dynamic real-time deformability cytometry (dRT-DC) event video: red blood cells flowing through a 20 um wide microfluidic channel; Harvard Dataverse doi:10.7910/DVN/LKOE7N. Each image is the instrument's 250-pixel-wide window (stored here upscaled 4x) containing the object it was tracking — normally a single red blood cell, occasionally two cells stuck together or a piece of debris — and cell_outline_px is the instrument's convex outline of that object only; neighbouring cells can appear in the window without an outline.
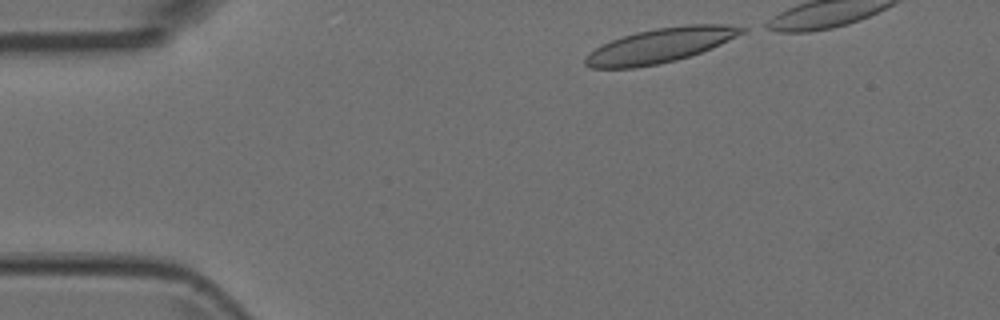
{"species": "Egyptian fruit bat (a non-hibernating species)", "species_latin": "Rousettus aegyptiacus", "temperature_condition": "room temperature", "stored_images_in_passage": 6, "segment_of_instrument_passage": [1, 2], "camera_frame_rate_fps": 3000, "um_per_image_px": 0.085, "animal": {"sex": "female"}, "frame": {"image": 1, "passage_image": 1, "time_ms": 0.0, "image_size_px": [1000, 320], "cell_outline_px": [[748, 28], [744, 32], [712, 48], [676, 60], [636, 68], [592, 68], [584, 64], [584, 60], [588, 52], [612, 40], [636, 32], [656, 28], [684, 24], [728, 24]], "centroid_in_image_um": [56.12, 3.85], "position_along_channel_um": 28.9, "area_um2": 31.27}}
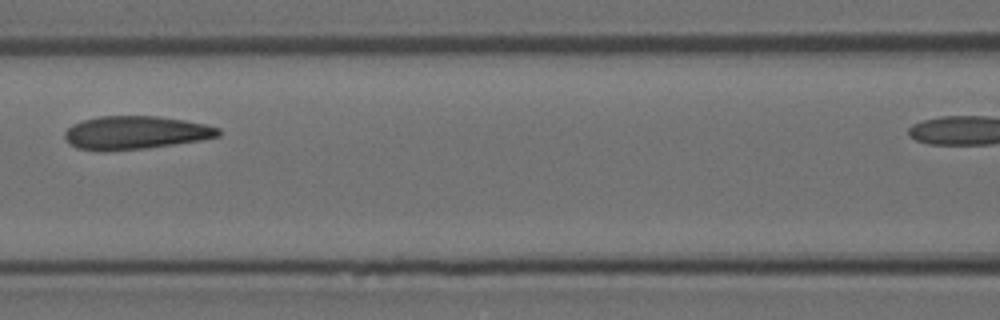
{"frame": {"image": 2, "passage_image": 5, "time_ms": 1.333, "image_size_px": [1000, 320], "cell_outline_px": [[220, 136], [200, 140], [148, 148], [104, 152], [76, 148], [68, 144], [64, 136], [64, 132], [72, 124], [84, 120], [100, 116], [160, 116], [184, 120], [204, 124], [220, 128]], "centroid_in_image_um": [11.47, 11.29], "position_along_channel_um": 155.1, "area_um2": 30.0}}